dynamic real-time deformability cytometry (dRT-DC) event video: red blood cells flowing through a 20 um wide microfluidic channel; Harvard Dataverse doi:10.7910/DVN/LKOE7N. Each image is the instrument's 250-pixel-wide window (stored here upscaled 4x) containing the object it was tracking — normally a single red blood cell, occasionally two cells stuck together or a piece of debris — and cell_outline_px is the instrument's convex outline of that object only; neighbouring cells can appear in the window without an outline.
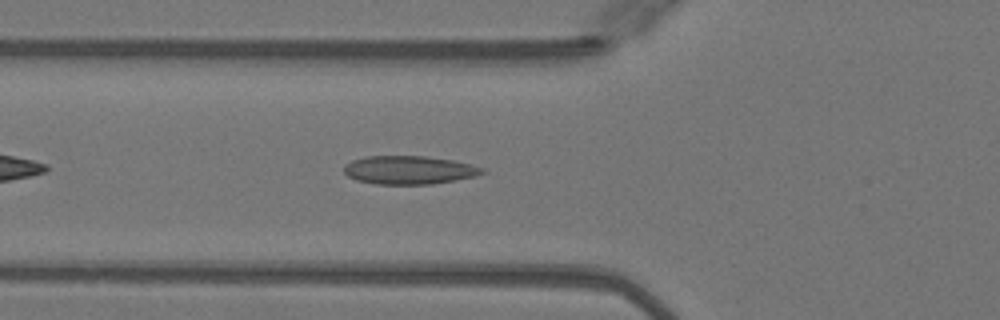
{"species": "Egyptian fruit bat (a non-hibernating species)", "species_latin": "Rousettus aegyptiacus", "temperature_condition": "warm", "stored_images_in_passage": 37, "camera_frame_rate_fps": 3000, "um_per_image_px": 0.085, "animal": {"sex": "female"}, "frame": {"image": 1, "passage_image": 6, "time_ms": 1.667, "image_size_px": [1000, 320], "cell_outline_px": [[488, 172], [476, 176], [456, 180], [432, 184], [376, 184], [356, 180], [348, 176], [344, 172], [344, 164], [352, 160], [368, 156], [424, 156], [452, 160], [484, 168]], "centroid_in_image_um": [34.77, 14.45], "position_along_channel_um": 91.0, "area_um2": 22.89}}
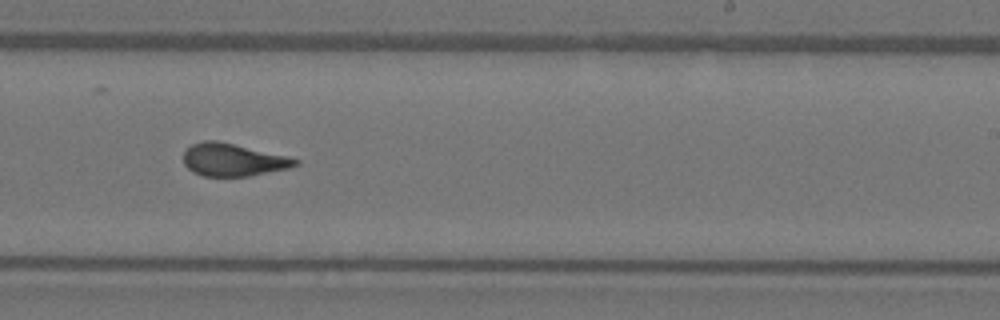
{"frame": {"image": 2, "passage_image": 19, "time_ms": 6.0, "image_size_px": [1000, 320], "cell_outline_px": [[300, 164], [288, 168], [248, 176], [204, 176], [192, 172], [184, 164], [184, 152], [192, 144], [204, 140], [216, 140], [288, 156], [300, 160]], "centroid_in_image_um": [19.81, 13.58], "position_along_channel_um": 269.2, "area_um2": 21.15}}
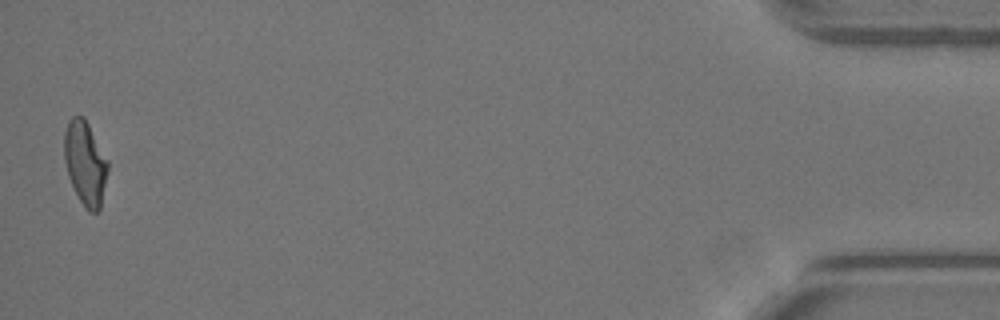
{"frame": {"image": 3, "passage_image": 37, "time_ms": 12.0, "image_size_px": [1000, 320], "cell_outline_px": [[108, 168], [100, 208], [96, 212], [88, 212], [80, 200], [68, 176], [64, 160], [64, 132], [68, 120], [72, 116], [84, 116], [108, 160]], "centroid_in_image_um": [7.23, 13.83], "position_along_channel_um": 428.0, "area_um2": 21.21}, "authors_computed_cell_mechanics": {"area_um2": 21.386, "velocity_mm_per_s": 4.1075, "shape_relaxation_time_tau1_ms": null, "shape_relaxation_time_tau2_ms": 1.3341, "deformation_change_tau1": null, "deformation_change_tau2": 0.096}}